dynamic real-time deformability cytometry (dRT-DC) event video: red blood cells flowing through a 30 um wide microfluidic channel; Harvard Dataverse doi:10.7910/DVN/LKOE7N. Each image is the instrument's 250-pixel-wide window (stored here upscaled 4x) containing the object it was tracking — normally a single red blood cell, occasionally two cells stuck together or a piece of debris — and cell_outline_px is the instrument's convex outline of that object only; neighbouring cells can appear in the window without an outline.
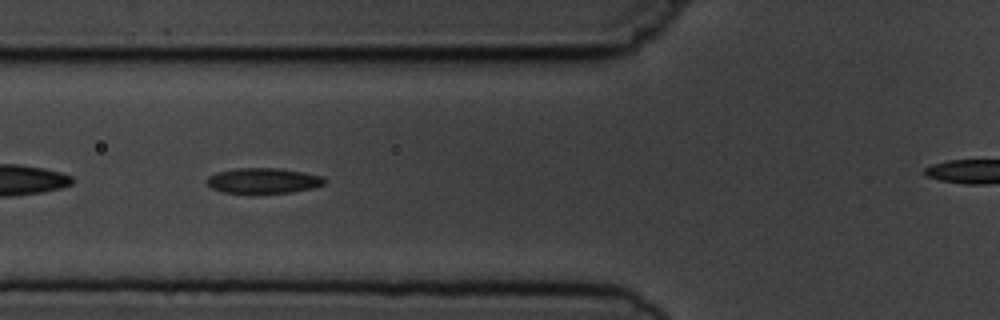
{"species": "common noctule bat (a hibernating species)", "species_latin": "Nyctalus noctula", "temperature_condition": "cold", "stored_images_in_passage": 10, "segment_of_instrument_passage": [1, 2], "camera_frame_rate_fps": 3000, "um_per_image_px": 0.085, "animal": {"sex": "male", "body_mass_g": 19.5, "forearm_length_mm": 54.6}, "frame": {"image": 1, "passage_image": 6, "time_ms": 5.667, "image_size_px": [1000, 320], "cell_outline_px": [[328, 180], [324, 184], [312, 188], [292, 192], [252, 196], [224, 192], [212, 188], [204, 180], [208, 176], [216, 172], [236, 168], [280, 168], [304, 172], [324, 176]], "centroid_in_image_um": [22.37, 15.39], "position_along_channel_um": 103.4, "area_um2": 18.32}}
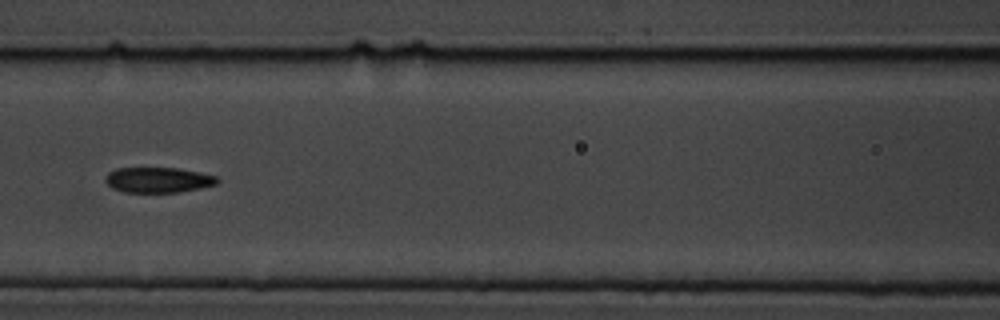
{"frame": {"image": 2, "passage_image": 7, "time_ms": 7.0, "image_size_px": [1000, 320], "cell_outline_px": [[220, 180], [216, 184], [200, 188], [180, 192], [124, 192], [112, 188], [104, 180], [104, 176], [108, 172], [116, 168], [180, 168], [200, 172], [216, 176]], "centroid_in_image_um": [13.43, 15.29], "position_along_channel_um": 153.2, "area_um2": 16.65}}
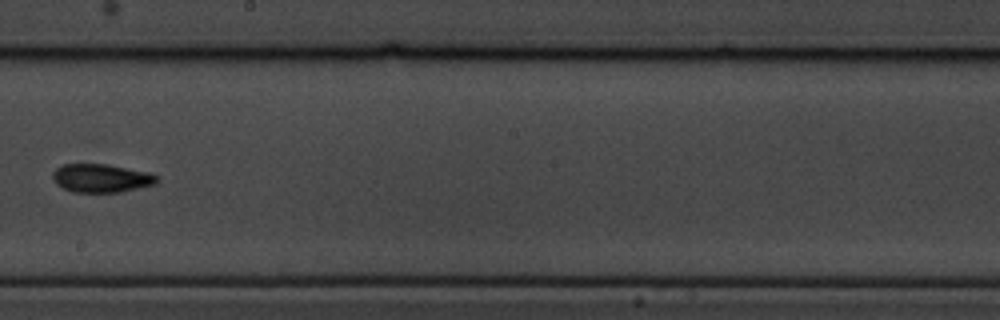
{"frame": {"image": 3, "passage_image": 9, "time_ms": 9.333, "image_size_px": [1000, 320], "cell_outline_px": [[160, 180], [156, 184], [120, 192], [72, 192], [56, 184], [52, 180], [52, 172], [56, 168], [64, 164], [108, 164], [148, 172], [156, 176]], "centroid_in_image_um": [8.59, 15.14], "position_along_channel_um": 239.6, "area_um2": 17.34}}